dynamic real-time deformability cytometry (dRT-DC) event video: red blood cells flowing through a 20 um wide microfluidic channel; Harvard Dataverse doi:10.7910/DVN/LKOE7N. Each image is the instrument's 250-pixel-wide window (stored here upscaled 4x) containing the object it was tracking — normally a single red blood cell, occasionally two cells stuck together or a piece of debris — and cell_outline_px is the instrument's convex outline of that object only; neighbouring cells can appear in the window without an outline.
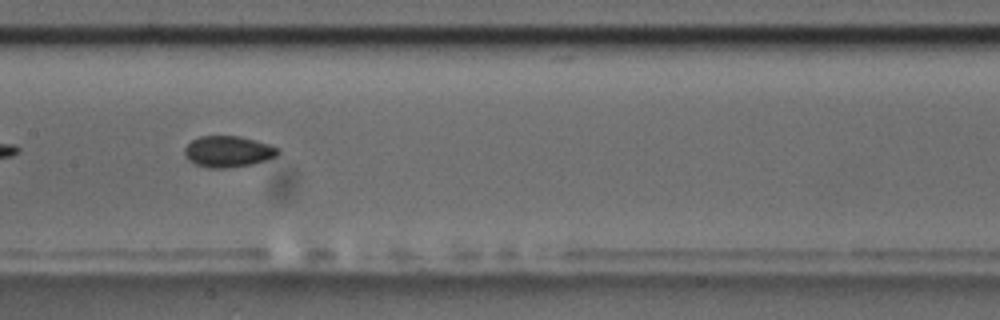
{"species": "common noctule bat (a hibernating species)", "species_latin": "Nyctalus noctula", "temperature_condition": "room temperature", "stored_images_in_passage": 30, "camera_frame_rate_fps": 3000, "um_per_image_px": 0.085, "animal": {"sex": "male", "body_mass_g": 17.5, "forearm_length_mm": 52.3}, "frame": {"image": 1, "passage_image": 13, "time_ms": 4.0, "image_size_px": [1000, 320], "cell_outline_px": [[280, 152], [276, 156], [252, 164], [224, 168], [208, 168], [196, 164], [188, 160], [184, 156], [184, 148], [192, 140], [200, 136], [240, 136], [272, 144], [280, 148]], "centroid_in_image_um": [19.4, 12.87], "position_along_channel_um": 188.0, "area_um2": 17.11}, "authors_computed_cell_mechanics": {"area_um2": 17.1088, "velocity_mm_per_s": 3.4482, "shape_relaxation_time_tau1_ms": 3.8669, "shape_relaxation_time_tau2_ms": 4.9252, "deformation_change_tau1": 0.0602, "deformation_change_tau2": 0.0812}}